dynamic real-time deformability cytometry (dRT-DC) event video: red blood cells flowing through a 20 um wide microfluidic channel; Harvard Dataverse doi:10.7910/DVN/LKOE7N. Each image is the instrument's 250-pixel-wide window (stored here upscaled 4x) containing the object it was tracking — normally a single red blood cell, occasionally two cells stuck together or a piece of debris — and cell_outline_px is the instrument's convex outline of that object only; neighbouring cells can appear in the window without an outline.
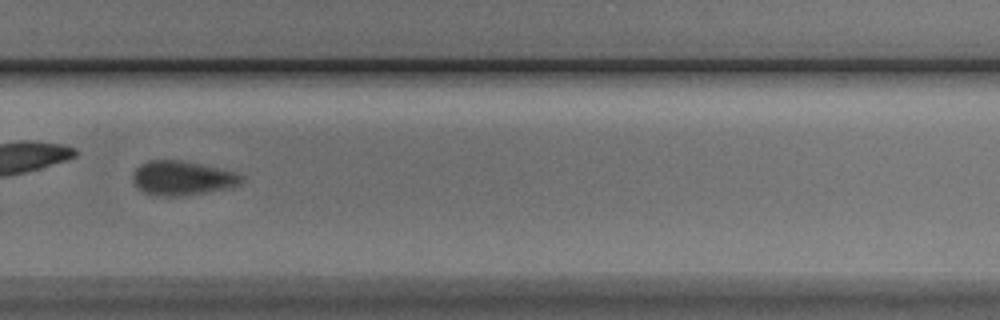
{"species": "Egyptian fruit bat (a non-hibernating species)", "species_latin": "Rousettus aegyptiacus", "temperature_condition": "cold", "stored_images_in_passage": 41, "camera_frame_rate_fps": 3000, "um_per_image_px": 0.085, "animal": {"sex": "male"}, "frame": {"image": 1, "passage_image": 30, "time_ms": 9.667, "image_size_px": [1000, 320], "cell_outline_px": [[244, 180], [240, 184], [232, 188], [180, 196], [160, 196], [144, 192], [136, 188], [132, 180], [132, 172], [140, 164], [148, 160], [180, 160], [200, 164], [236, 172], [244, 176]], "centroid_in_image_um": [15.48, 15.14], "position_along_channel_um": 314.3, "area_um2": 21.96}}